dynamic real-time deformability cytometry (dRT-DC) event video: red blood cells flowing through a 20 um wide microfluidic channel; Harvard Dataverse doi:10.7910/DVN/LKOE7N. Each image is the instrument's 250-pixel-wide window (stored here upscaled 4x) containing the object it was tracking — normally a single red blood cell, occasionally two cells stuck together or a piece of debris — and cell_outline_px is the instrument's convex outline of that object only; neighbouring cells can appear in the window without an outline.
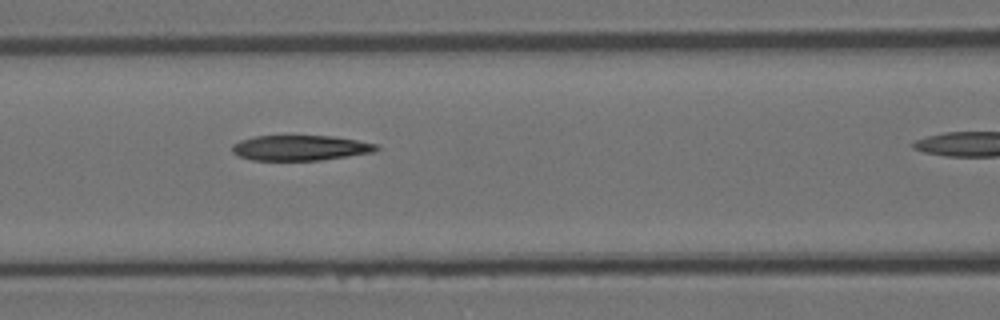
{"species": "Egyptian fruit bat (a non-hibernating species)", "species_latin": "Rousettus aegyptiacus", "temperature_condition": "room temperature", "stored_images_in_passage": 5, "camera_frame_rate_fps": 3000, "um_per_image_px": 0.085, "animal": {"sex": "female"}, "frame": {"image": 1, "passage_image": 4, "time_ms": 1.0, "image_size_px": [1000, 320], "cell_outline_px": [[380, 148], [376, 152], [320, 160], [252, 160], [240, 156], [232, 152], [232, 144], [240, 140], [252, 136], [332, 136], [356, 140], [376, 144]], "centroid_in_image_um": [25.52, 12.57], "position_along_channel_um": 141.1, "area_um2": 21.21}}